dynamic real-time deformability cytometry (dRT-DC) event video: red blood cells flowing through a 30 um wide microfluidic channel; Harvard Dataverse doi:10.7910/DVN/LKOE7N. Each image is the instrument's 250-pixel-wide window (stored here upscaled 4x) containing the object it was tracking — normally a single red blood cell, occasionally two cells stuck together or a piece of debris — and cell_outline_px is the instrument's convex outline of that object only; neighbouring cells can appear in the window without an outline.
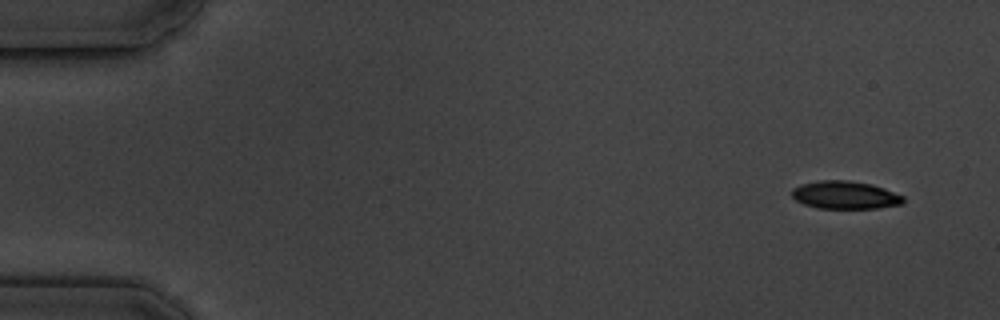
{"species": "common noctule bat (a hibernating species)", "species_latin": "Nyctalus noctula", "temperature_condition": "cold", "stored_images_in_passage": 4, "camera_frame_rate_fps": 3000, "um_per_image_px": 0.085, "animal": {"sex": "male", "body_mass_g": 19.5, "forearm_length_mm": 54.6}, "frame": {"image": 1, "passage_image": 1, "time_ms": 0.0, "image_size_px": [1000, 320], "cell_outline_px": [[904, 204], [876, 208], [816, 208], [804, 204], [796, 200], [792, 196], [792, 188], [800, 184], [820, 180], [848, 180], [872, 184], [884, 188], [904, 196]], "centroid_in_image_um": [71.83, 16.57], "position_along_channel_um": 13.2, "area_um2": 18.21}}
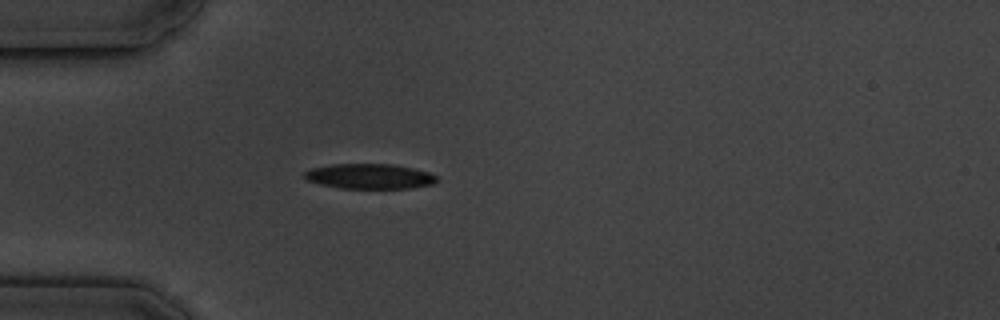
{"frame": {"image": 2, "passage_image": 4, "time_ms": 4.333, "image_size_px": [1000, 320], "cell_outline_px": [[436, 180], [432, 184], [408, 188], [340, 188], [320, 184], [304, 180], [304, 172], [312, 168], [332, 164], [392, 164], [412, 168], [428, 172], [436, 176]], "centroid_in_image_um": [31.35, 14.98], "position_along_channel_um": 53.6, "area_um2": 19.19}}